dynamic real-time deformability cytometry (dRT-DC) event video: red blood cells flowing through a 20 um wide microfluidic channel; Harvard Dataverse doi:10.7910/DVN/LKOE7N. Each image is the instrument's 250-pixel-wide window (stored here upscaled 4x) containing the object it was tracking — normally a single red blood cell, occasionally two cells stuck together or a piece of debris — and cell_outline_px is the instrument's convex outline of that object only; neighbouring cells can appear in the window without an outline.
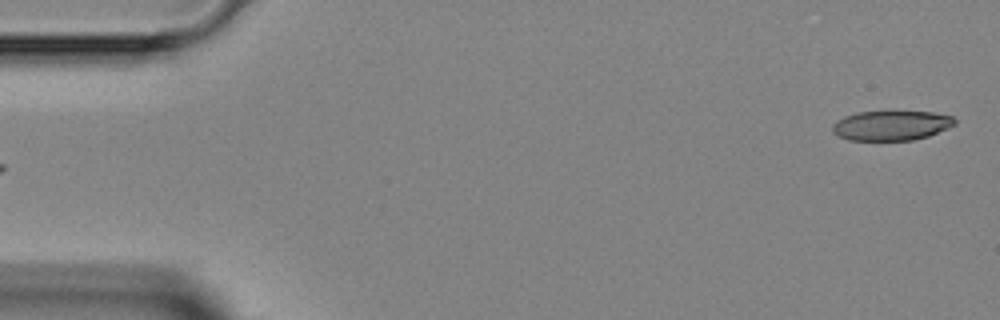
{"species": "Egyptian fruit bat (a non-hibernating species)", "species_latin": "Rousettus aegyptiacus", "temperature_condition": "room temperature", "stored_images_in_passage": 3, "segment_of_instrument_passage": [2, 2], "camera_frame_rate_fps": 3000, "um_per_image_px": 0.085, "animal": {"sex": "female"}, "frame": {"image": 1, "passage_image": 3, "time_ms": 2.333, "image_size_px": [1000, 320], "cell_outline_px": [[956, 124], [948, 128], [928, 136], [912, 140], [848, 140], [832, 132], [832, 124], [836, 120], [844, 116], [856, 112], [932, 112], [952, 116], [956, 120]], "centroid_in_image_um": [75.74, 10.67], "position_along_channel_um": 9.3, "area_um2": 21.15}}